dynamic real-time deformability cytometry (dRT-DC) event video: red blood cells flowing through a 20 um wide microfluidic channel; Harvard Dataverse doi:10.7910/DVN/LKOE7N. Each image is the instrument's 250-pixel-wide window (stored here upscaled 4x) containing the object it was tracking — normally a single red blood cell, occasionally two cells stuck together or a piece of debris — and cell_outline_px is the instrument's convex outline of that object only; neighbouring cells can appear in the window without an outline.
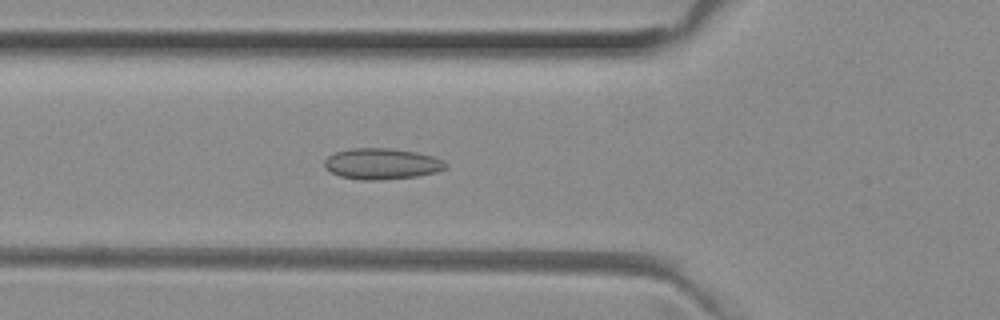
{"species": "common noctule bat (a hibernating species)", "species_latin": "Nyctalus noctula", "temperature_condition": "room temperature", "stored_images_in_passage": 49, "camera_frame_rate_fps": 3000, "um_per_image_px": 0.085, "animal": {"sex": "female", "body_mass_g": 29.2, "forearm_length_mm": 56.3}, "frame": {"image": 1, "passage_image": 16, "time_ms": 5.0, "image_size_px": [1000, 320], "cell_outline_px": [[448, 168], [436, 172], [416, 176], [380, 180], [360, 180], [340, 176], [324, 168], [324, 160], [328, 156], [336, 152], [352, 148], [392, 148], [416, 152], [432, 156], [444, 160], [448, 164]], "centroid_in_image_um": [32.47, 13.92], "position_along_channel_um": 93.3, "area_um2": 22.02}}
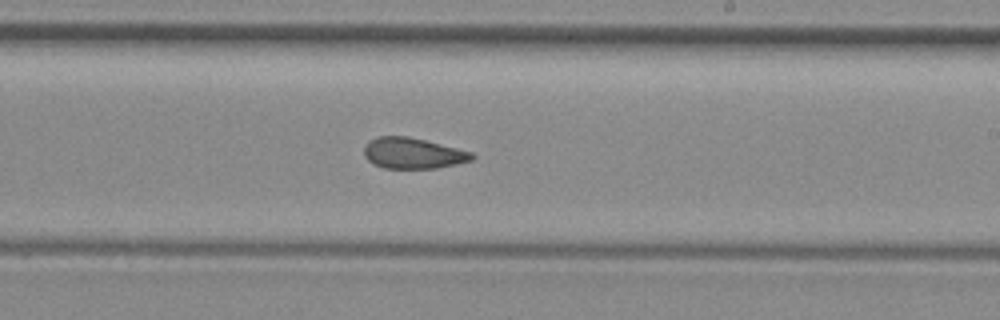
{"frame": {"image": 2, "passage_image": 28, "time_ms": 9.0, "image_size_px": [1000, 320], "cell_outline_px": [[476, 156], [472, 160], [456, 164], [436, 168], [384, 168], [372, 164], [364, 156], [364, 144], [368, 140], [380, 136], [408, 136], [472, 152]], "centroid_in_image_um": [35.06, 13.02], "position_along_channel_um": 253.9, "area_um2": 19.42}}
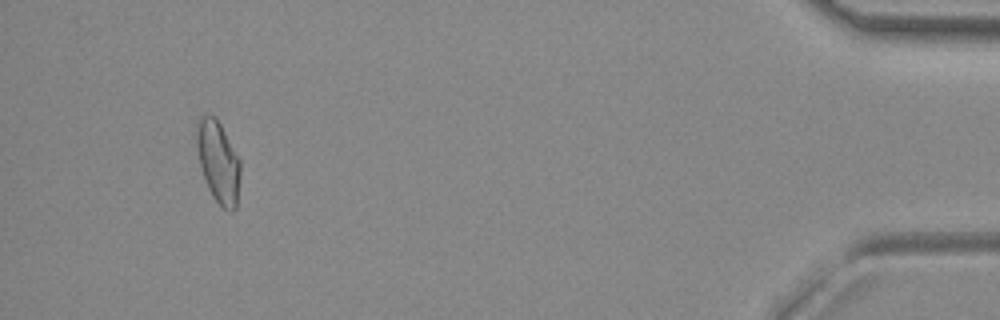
{"frame": {"image": 3, "passage_image": 46, "time_ms": 15.0, "image_size_px": [1000, 320], "cell_outline_px": [[240, 172], [236, 208], [232, 212], [228, 212], [212, 196], [208, 188], [200, 168], [196, 144], [196, 120], [204, 112], [216, 116], [240, 160]], "centroid_in_image_um": [18.52, 13.7], "position_along_channel_um": 416.7, "area_um2": 21.1}, "authors_computed_cell_mechanics": {"area_um2": 20.4034, "velocity_mm_per_s": 4.0121, "shape_relaxation_time_tau1_ms": null, "shape_relaxation_time_tau2_ms": 2.7956, "deformation_change_tau1": null, "deformation_change_tau2": 0.0742}}